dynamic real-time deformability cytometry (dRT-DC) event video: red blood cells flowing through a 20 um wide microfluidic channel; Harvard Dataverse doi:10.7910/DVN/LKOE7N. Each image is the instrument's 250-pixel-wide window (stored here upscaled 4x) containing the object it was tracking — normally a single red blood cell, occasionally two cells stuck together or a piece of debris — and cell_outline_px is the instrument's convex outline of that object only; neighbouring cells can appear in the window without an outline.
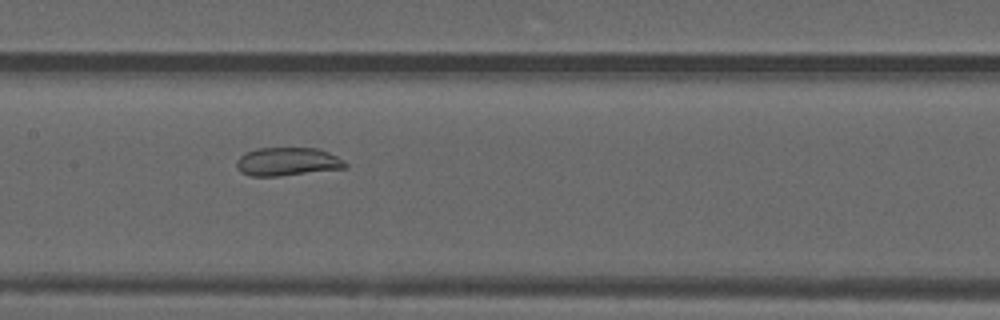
{"species": "common noctule bat (a hibernating species)", "species_latin": "Nyctalus noctula", "temperature_condition": "warm", "stored_images_in_passage": 44, "camera_frame_rate_fps": 3000, "um_per_image_px": 0.085, "animal": {"sex": "male", "forearm_length_mm": 52.5}, "frame": {"image": 1, "passage_image": 25, "time_ms": 8.0, "image_size_px": [1000, 320], "cell_outline_px": [[348, 168], [280, 176], [252, 176], [240, 172], [236, 168], [236, 160], [244, 152], [260, 148], [320, 148], [344, 160], [348, 164]], "centroid_in_image_um": [24.44, 13.74], "position_along_channel_um": 183.0, "area_um2": 18.21}}
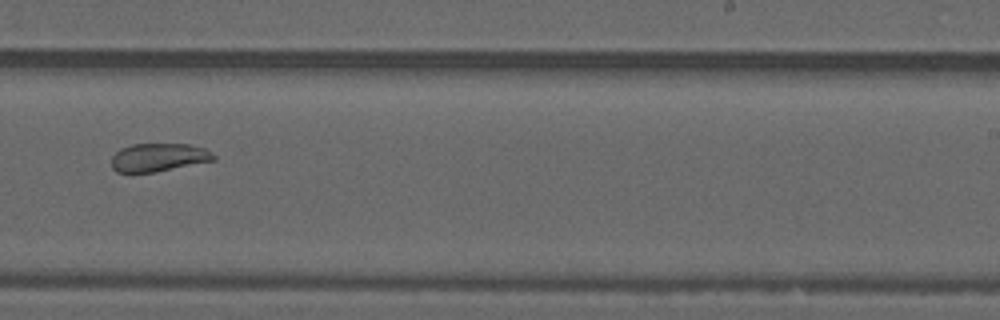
{"frame": {"image": 2, "passage_image": 32, "time_ms": 10.333, "image_size_px": [1000, 320], "cell_outline_px": [[216, 160], [156, 172], [116, 172], [112, 168], [112, 156], [120, 148], [132, 144], [192, 144], [204, 148], [216, 156]], "centroid_in_image_um": [13.49, 13.37], "position_along_channel_um": 275.5, "area_um2": 16.88}}
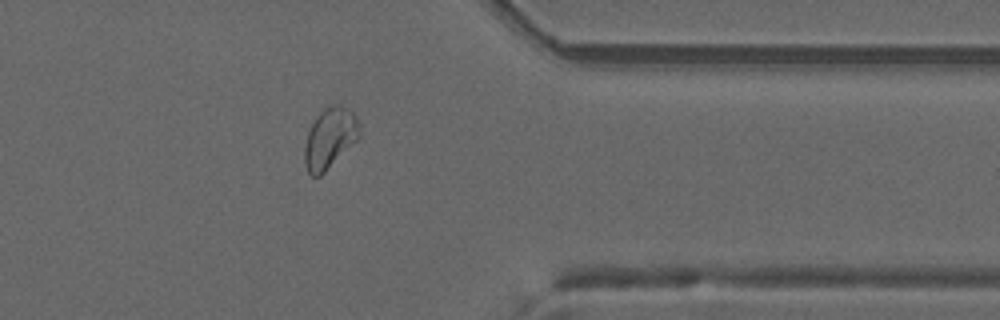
{"frame": {"image": 3, "passage_image": 41, "time_ms": 13.333, "image_size_px": [1000, 320], "cell_outline_px": [[360, 136], [320, 176], [312, 176], [308, 172], [304, 164], [304, 148], [308, 132], [316, 116], [324, 108], [332, 104], [340, 104], [352, 112], [356, 116], [360, 124]], "centroid_in_image_um": [28.03, 11.72], "position_along_channel_um": 383.4, "area_um2": 19.19}}